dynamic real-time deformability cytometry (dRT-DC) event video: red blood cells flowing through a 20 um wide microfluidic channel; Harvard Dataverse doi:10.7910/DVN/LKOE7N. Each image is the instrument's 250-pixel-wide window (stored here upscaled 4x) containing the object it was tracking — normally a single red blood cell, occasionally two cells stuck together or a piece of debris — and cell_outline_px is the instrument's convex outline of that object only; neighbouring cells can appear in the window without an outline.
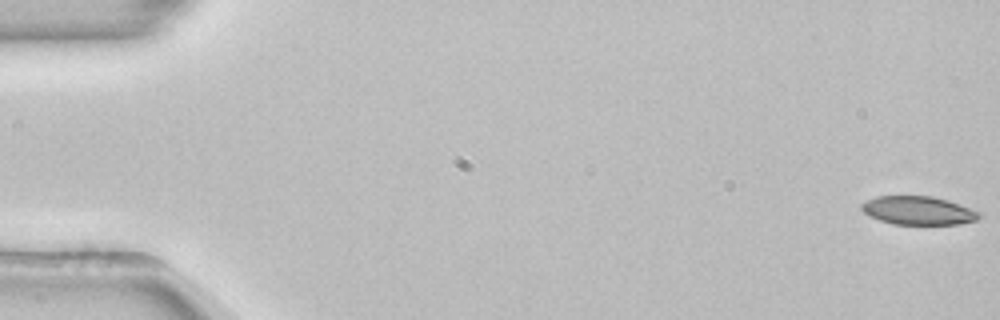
{"species": "common noctule bat (a hibernating species)", "species_latin": "Nyctalus noctula", "temperature_condition": "room temperature", "stored_images_in_passage": 9, "camera_frame_rate_fps": 3000, "um_per_image_px": 0.085, "animal": {"sex": "female", "body_mass_g": 22.7, "forearm_length_mm": 54.2}, "frame": {"image": 1, "passage_image": 1, "time_ms": 0.0, "image_size_px": [1000, 320], "cell_outline_px": [[984, 216], [976, 220], [960, 224], [892, 224], [868, 216], [860, 208], [860, 204], [876, 196], [932, 196], [948, 200], [980, 212]], "centroid_in_image_um": [78.05, 17.89], "position_along_channel_um": 6.9, "area_um2": 19.59}}